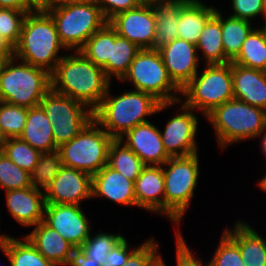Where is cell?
I'll list each match as a JSON object with an SVG mask.
<instances>
[{
    "mask_svg": "<svg viewBox=\"0 0 266 266\" xmlns=\"http://www.w3.org/2000/svg\"><path fill=\"white\" fill-rule=\"evenodd\" d=\"M113 83L93 110V119L113 139H119L135 126L149 122L152 116L173 108V102L161 103L146 92L124 88L123 92L115 93Z\"/></svg>",
    "mask_w": 266,
    "mask_h": 266,
    "instance_id": "1",
    "label": "cell"
},
{
    "mask_svg": "<svg viewBox=\"0 0 266 266\" xmlns=\"http://www.w3.org/2000/svg\"><path fill=\"white\" fill-rule=\"evenodd\" d=\"M112 81L104 70L80 51H68L51 73V89L84 103L92 111L104 98Z\"/></svg>",
    "mask_w": 266,
    "mask_h": 266,
    "instance_id": "2",
    "label": "cell"
},
{
    "mask_svg": "<svg viewBox=\"0 0 266 266\" xmlns=\"http://www.w3.org/2000/svg\"><path fill=\"white\" fill-rule=\"evenodd\" d=\"M68 52L60 41L54 21L43 10L27 13L13 56L50 74Z\"/></svg>",
    "mask_w": 266,
    "mask_h": 266,
    "instance_id": "3",
    "label": "cell"
},
{
    "mask_svg": "<svg viewBox=\"0 0 266 266\" xmlns=\"http://www.w3.org/2000/svg\"><path fill=\"white\" fill-rule=\"evenodd\" d=\"M200 152L189 156L170 157L163 165L164 218L171 222L174 231L180 227L187 211L192 207L200 179ZM181 229V230H180Z\"/></svg>",
    "mask_w": 266,
    "mask_h": 266,
    "instance_id": "4",
    "label": "cell"
},
{
    "mask_svg": "<svg viewBox=\"0 0 266 266\" xmlns=\"http://www.w3.org/2000/svg\"><path fill=\"white\" fill-rule=\"evenodd\" d=\"M204 120L212 128L217 149L226 152L233 145L256 141L266 127V111L233 98L216 107Z\"/></svg>",
    "mask_w": 266,
    "mask_h": 266,
    "instance_id": "5",
    "label": "cell"
},
{
    "mask_svg": "<svg viewBox=\"0 0 266 266\" xmlns=\"http://www.w3.org/2000/svg\"><path fill=\"white\" fill-rule=\"evenodd\" d=\"M51 90V74L16 57H9L0 72V101L26 108L39 106Z\"/></svg>",
    "mask_w": 266,
    "mask_h": 266,
    "instance_id": "6",
    "label": "cell"
},
{
    "mask_svg": "<svg viewBox=\"0 0 266 266\" xmlns=\"http://www.w3.org/2000/svg\"><path fill=\"white\" fill-rule=\"evenodd\" d=\"M233 98L232 62H229L202 65L182 88L180 101L205 119L216 107Z\"/></svg>",
    "mask_w": 266,
    "mask_h": 266,
    "instance_id": "7",
    "label": "cell"
},
{
    "mask_svg": "<svg viewBox=\"0 0 266 266\" xmlns=\"http://www.w3.org/2000/svg\"><path fill=\"white\" fill-rule=\"evenodd\" d=\"M117 83L131 84L129 89L149 93L161 103L180 101L181 90L170 79L162 57L155 49H141Z\"/></svg>",
    "mask_w": 266,
    "mask_h": 266,
    "instance_id": "8",
    "label": "cell"
},
{
    "mask_svg": "<svg viewBox=\"0 0 266 266\" xmlns=\"http://www.w3.org/2000/svg\"><path fill=\"white\" fill-rule=\"evenodd\" d=\"M46 12L54 21L60 41L68 51H79L96 31L108 23L100 7L92 0Z\"/></svg>",
    "mask_w": 266,
    "mask_h": 266,
    "instance_id": "9",
    "label": "cell"
},
{
    "mask_svg": "<svg viewBox=\"0 0 266 266\" xmlns=\"http://www.w3.org/2000/svg\"><path fill=\"white\" fill-rule=\"evenodd\" d=\"M114 139L92 119L73 139L58 147L62 165L96 174L108 163V149Z\"/></svg>",
    "mask_w": 266,
    "mask_h": 266,
    "instance_id": "10",
    "label": "cell"
},
{
    "mask_svg": "<svg viewBox=\"0 0 266 266\" xmlns=\"http://www.w3.org/2000/svg\"><path fill=\"white\" fill-rule=\"evenodd\" d=\"M39 106L52 123L57 148L78 135L93 119V111L84 103L52 89L44 96Z\"/></svg>",
    "mask_w": 266,
    "mask_h": 266,
    "instance_id": "11",
    "label": "cell"
},
{
    "mask_svg": "<svg viewBox=\"0 0 266 266\" xmlns=\"http://www.w3.org/2000/svg\"><path fill=\"white\" fill-rule=\"evenodd\" d=\"M174 108L176 112L167 117L165 126H159L165 151L170 157L189 156L200 152L197 140L201 122L199 113L181 101L173 102L172 109Z\"/></svg>",
    "mask_w": 266,
    "mask_h": 266,
    "instance_id": "12",
    "label": "cell"
},
{
    "mask_svg": "<svg viewBox=\"0 0 266 266\" xmlns=\"http://www.w3.org/2000/svg\"><path fill=\"white\" fill-rule=\"evenodd\" d=\"M83 205L46 203L44 222L74 248H80L93 231L92 218Z\"/></svg>",
    "mask_w": 266,
    "mask_h": 266,
    "instance_id": "13",
    "label": "cell"
},
{
    "mask_svg": "<svg viewBox=\"0 0 266 266\" xmlns=\"http://www.w3.org/2000/svg\"><path fill=\"white\" fill-rule=\"evenodd\" d=\"M109 25L121 37L135 43L141 49H154L156 18L152 6L117 13L108 20Z\"/></svg>",
    "mask_w": 266,
    "mask_h": 266,
    "instance_id": "14",
    "label": "cell"
},
{
    "mask_svg": "<svg viewBox=\"0 0 266 266\" xmlns=\"http://www.w3.org/2000/svg\"><path fill=\"white\" fill-rule=\"evenodd\" d=\"M44 192L46 203L82 205L86 201L87 204V200H92V175L62 166Z\"/></svg>",
    "mask_w": 266,
    "mask_h": 266,
    "instance_id": "15",
    "label": "cell"
},
{
    "mask_svg": "<svg viewBox=\"0 0 266 266\" xmlns=\"http://www.w3.org/2000/svg\"><path fill=\"white\" fill-rule=\"evenodd\" d=\"M158 51L170 79L180 90L202 67L196 45L186 40L176 38Z\"/></svg>",
    "mask_w": 266,
    "mask_h": 266,
    "instance_id": "16",
    "label": "cell"
},
{
    "mask_svg": "<svg viewBox=\"0 0 266 266\" xmlns=\"http://www.w3.org/2000/svg\"><path fill=\"white\" fill-rule=\"evenodd\" d=\"M152 121L135 126L119 140L129 147L146 166H162L170 156L163 147L159 125Z\"/></svg>",
    "mask_w": 266,
    "mask_h": 266,
    "instance_id": "17",
    "label": "cell"
},
{
    "mask_svg": "<svg viewBox=\"0 0 266 266\" xmlns=\"http://www.w3.org/2000/svg\"><path fill=\"white\" fill-rule=\"evenodd\" d=\"M6 212L19 227L31 228L44 221L45 192L34 186L4 191Z\"/></svg>",
    "mask_w": 266,
    "mask_h": 266,
    "instance_id": "18",
    "label": "cell"
},
{
    "mask_svg": "<svg viewBox=\"0 0 266 266\" xmlns=\"http://www.w3.org/2000/svg\"><path fill=\"white\" fill-rule=\"evenodd\" d=\"M107 200L125 208H136L134 181L108 165L92 175V200Z\"/></svg>",
    "mask_w": 266,
    "mask_h": 266,
    "instance_id": "19",
    "label": "cell"
},
{
    "mask_svg": "<svg viewBox=\"0 0 266 266\" xmlns=\"http://www.w3.org/2000/svg\"><path fill=\"white\" fill-rule=\"evenodd\" d=\"M136 208L164 219L162 166H146L134 182Z\"/></svg>",
    "mask_w": 266,
    "mask_h": 266,
    "instance_id": "20",
    "label": "cell"
},
{
    "mask_svg": "<svg viewBox=\"0 0 266 266\" xmlns=\"http://www.w3.org/2000/svg\"><path fill=\"white\" fill-rule=\"evenodd\" d=\"M248 222L239 216L223 230L238 244L245 266H266V236Z\"/></svg>",
    "mask_w": 266,
    "mask_h": 266,
    "instance_id": "21",
    "label": "cell"
},
{
    "mask_svg": "<svg viewBox=\"0 0 266 266\" xmlns=\"http://www.w3.org/2000/svg\"><path fill=\"white\" fill-rule=\"evenodd\" d=\"M233 97L266 111V71L232 63Z\"/></svg>",
    "mask_w": 266,
    "mask_h": 266,
    "instance_id": "22",
    "label": "cell"
},
{
    "mask_svg": "<svg viewBox=\"0 0 266 266\" xmlns=\"http://www.w3.org/2000/svg\"><path fill=\"white\" fill-rule=\"evenodd\" d=\"M24 236L55 266L67 265L74 247L44 221L32 226Z\"/></svg>",
    "mask_w": 266,
    "mask_h": 266,
    "instance_id": "23",
    "label": "cell"
},
{
    "mask_svg": "<svg viewBox=\"0 0 266 266\" xmlns=\"http://www.w3.org/2000/svg\"><path fill=\"white\" fill-rule=\"evenodd\" d=\"M206 0H190L181 10L177 38L196 45L206 22L215 14L217 5ZM211 4V5H210Z\"/></svg>",
    "mask_w": 266,
    "mask_h": 266,
    "instance_id": "24",
    "label": "cell"
},
{
    "mask_svg": "<svg viewBox=\"0 0 266 266\" xmlns=\"http://www.w3.org/2000/svg\"><path fill=\"white\" fill-rule=\"evenodd\" d=\"M202 65L226 64L231 62L224 53L221 32V7L206 22L196 44Z\"/></svg>",
    "mask_w": 266,
    "mask_h": 266,
    "instance_id": "25",
    "label": "cell"
},
{
    "mask_svg": "<svg viewBox=\"0 0 266 266\" xmlns=\"http://www.w3.org/2000/svg\"><path fill=\"white\" fill-rule=\"evenodd\" d=\"M52 123L40 106L28 108L25 127L19 138L41 153L58 150L56 147Z\"/></svg>",
    "mask_w": 266,
    "mask_h": 266,
    "instance_id": "26",
    "label": "cell"
},
{
    "mask_svg": "<svg viewBox=\"0 0 266 266\" xmlns=\"http://www.w3.org/2000/svg\"><path fill=\"white\" fill-rule=\"evenodd\" d=\"M189 1L164 0L152 5L156 18L155 50L171 43L177 38L180 12Z\"/></svg>",
    "mask_w": 266,
    "mask_h": 266,
    "instance_id": "27",
    "label": "cell"
},
{
    "mask_svg": "<svg viewBox=\"0 0 266 266\" xmlns=\"http://www.w3.org/2000/svg\"><path fill=\"white\" fill-rule=\"evenodd\" d=\"M17 237L7 234L0 246L9 266H55L24 235Z\"/></svg>",
    "mask_w": 266,
    "mask_h": 266,
    "instance_id": "28",
    "label": "cell"
},
{
    "mask_svg": "<svg viewBox=\"0 0 266 266\" xmlns=\"http://www.w3.org/2000/svg\"><path fill=\"white\" fill-rule=\"evenodd\" d=\"M221 10V32L225 56L232 62L240 53L243 42L257 26L248 20L232 17Z\"/></svg>",
    "mask_w": 266,
    "mask_h": 266,
    "instance_id": "29",
    "label": "cell"
},
{
    "mask_svg": "<svg viewBox=\"0 0 266 266\" xmlns=\"http://www.w3.org/2000/svg\"><path fill=\"white\" fill-rule=\"evenodd\" d=\"M141 50L135 43L121 37L111 27V60L107 61V77L119 81L128 71L136 54Z\"/></svg>",
    "mask_w": 266,
    "mask_h": 266,
    "instance_id": "30",
    "label": "cell"
},
{
    "mask_svg": "<svg viewBox=\"0 0 266 266\" xmlns=\"http://www.w3.org/2000/svg\"><path fill=\"white\" fill-rule=\"evenodd\" d=\"M107 165L134 182L146 167L142 160L119 139H114L109 146Z\"/></svg>",
    "mask_w": 266,
    "mask_h": 266,
    "instance_id": "31",
    "label": "cell"
},
{
    "mask_svg": "<svg viewBox=\"0 0 266 266\" xmlns=\"http://www.w3.org/2000/svg\"><path fill=\"white\" fill-rule=\"evenodd\" d=\"M232 63L266 71V40L258 26L249 33Z\"/></svg>",
    "mask_w": 266,
    "mask_h": 266,
    "instance_id": "32",
    "label": "cell"
},
{
    "mask_svg": "<svg viewBox=\"0 0 266 266\" xmlns=\"http://www.w3.org/2000/svg\"><path fill=\"white\" fill-rule=\"evenodd\" d=\"M79 51L89 61L102 68L107 76V61L111 60V26L109 23L96 31Z\"/></svg>",
    "mask_w": 266,
    "mask_h": 266,
    "instance_id": "33",
    "label": "cell"
},
{
    "mask_svg": "<svg viewBox=\"0 0 266 266\" xmlns=\"http://www.w3.org/2000/svg\"><path fill=\"white\" fill-rule=\"evenodd\" d=\"M107 231L108 230L103 232L102 229L99 231H92L90 236L80 247L86 256L90 257V260L101 262L102 265L110 250L125 237V233H123L121 228L117 232L113 230Z\"/></svg>",
    "mask_w": 266,
    "mask_h": 266,
    "instance_id": "34",
    "label": "cell"
},
{
    "mask_svg": "<svg viewBox=\"0 0 266 266\" xmlns=\"http://www.w3.org/2000/svg\"><path fill=\"white\" fill-rule=\"evenodd\" d=\"M0 151L3 152L12 162L23 170L31 173L38 163L40 151L34 149L27 142L22 141L19 137L7 138Z\"/></svg>",
    "mask_w": 266,
    "mask_h": 266,
    "instance_id": "35",
    "label": "cell"
},
{
    "mask_svg": "<svg viewBox=\"0 0 266 266\" xmlns=\"http://www.w3.org/2000/svg\"><path fill=\"white\" fill-rule=\"evenodd\" d=\"M62 160L58 150L42 153L38 163L30 173L31 185L45 190L54 180L62 167Z\"/></svg>",
    "mask_w": 266,
    "mask_h": 266,
    "instance_id": "36",
    "label": "cell"
},
{
    "mask_svg": "<svg viewBox=\"0 0 266 266\" xmlns=\"http://www.w3.org/2000/svg\"><path fill=\"white\" fill-rule=\"evenodd\" d=\"M28 108L0 101V127L6 138H17L24 130Z\"/></svg>",
    "mask_w": 266,
    "mask_h": 266,
    "instance_id": "37",
    "label": "cell"
},
{
    "mask_svg": "<svg viewBox=\"0 0 266 266\" xmlns=\"http://www.w3.org/2000/svg\"><path fill=\"white\" fill-rule=\"evenodd\" d=\"M30 186V173L17 166L0 151V191L20 190Z\"/></svg>",
    "mask_w": 266,
    "mask_h": 266,
    "instance_id": "38",
    "label": "cell"
},
{
    "mask_svg": "<svg viewBox=\"0 0 266 266\" xmlns=\"http://www.w3.org/2000/svg\"><path fill=\"white\" fill-rule=\"evenodd\" d=\"M218 244L207 259L209 266H245L238 244L222 229ZM209 260V261H208Z\"/></svg>",
    "mask_w": 266,
    "mask_h": 266,
    "instance_id": "39",
    "label": "cell"
},
{
    "mask_svg": "<svg viewBox=\"0 0 266 266\" xmlns=\"http://www.w3.org/2000/svg\"><path fill=\"white\" fill-rule=\"evenodd\" d=\"M26 12L11 8H0V34L14 48L20 38Z\"/></svg>",
    "mask_w": 266,
    "mask_h": 266,
    "instance_id": "40",
    "label": "cell"
},
{
    "mask_svg": "<svg viewBox=\"0 0 266 266\" xmlns=\"http://www.w3.org/2000/svg\"><path fill=\"white\" fill-rule=\"evenodd\" d=\"M129 256L124 266H152L160 258L159 242L150 235L146 240Z\"/></svg>",
    "mask_w": 266,
    "mask_h": 266,
    "instance_id": "41",
    "label": "cell"
},
{
    "mask_svg": "<svg viewBox=\"0 0 266 266\" xmlns=\"http://www.w3.org/2000/svg\"><path fill=\"white\" fill-rule=\"evenodd\" d=\"M228 15L259 25L264 20L263 0H230ZM260 17V18H259ZM260 19V20H259ZM259 20V21H258ZM258 22V23H257Z\"/></svg>",
    "mask_w": 266,
    "mask_h": 266,
    "instance_id": "42",
    "label": "cell"
},
{
    "mask_svg": "<svg viewBox=\"0 0 266 266\" xmlns=\"http://www.w3.org/2000/svg\"><path fill=\"white\" fill-rule=\"evenodd\" d=\"M174 243H175V266H209L208 262H205L202 255H197L196 250L187 243L183 231L174 232ZM201 258H200V256Z\"/></svg>",
    "mask_w": 266,
    "mask_h": 266,
    "instance_id": "43",
    "label": "cell"
},
{
    "mask_svg": "<svg viewBox=\"0 0 266 266\" xmlns=\"http://www.w3.org/2000/svg\"><path fill=\"white\" fill-rule=\"evenodd\" d=\"M130 239L125 236L116 246L107 254L102 266H124L129 256L142 244L130 243ZM134 245V246H133Z\"/></svg>",
    "mask_w": 266,
    "mask_h": 266,
    "instance_id": "44",
    "label": "cell"
},
{
    "mask_svg": "<svg viewBox=\"0 0 266 266\" xmlns=\"http://www.w3.org/2000/svg\"><path fill=\"white\" fill-rule=\"evenodd\" d=\"M102 10L105 18L109 20L117 13L139 6L136 0H92Z\"/></svg>",
    "mask_w": 266,
    "mask_h": 266,
    "instance_id": "45",
    "label": "cell"
},
{
    "mask_svg": "<svg viewBox=\"0 0 266 266\" xmlns=\"http://www.w3.org/2000/svg\"><path fill=\"white\" fill-rule=\"evenodd\" d=\"M0 8H11L26 13L39 9L36 0H0Z\"/></svg>",
    "mask_w": 266,
    "mask_h": 266,
    "instance_id": "46",
    "label": "cell"
},
{
    "mask_svg": "<svg viewBox=\"0 0 266 266\" xmlns=\"http://www.w3.org/2000/svg\"><path fill=\"white\" fill-rule=\"evenodd\" d=\"M66 266H102V264L90 260L81 248H74Z\"/></svg>",
    "mask_w": 266,
    "mask_h": 266,
    "instance_id": "47",
    "label": "cell"
},
{
    "mask_svg": "<svg viewBox=\"0 0 266 266\" xmlns=\"http://www.w3.org/2000/svg\"><path fill=\"white\" fill-rule=\"evenodd\" d=\"M85 1L87 0H36L38 8L43 11Z\"/></svg>",
    "mask_w": 266,
    "mask_h": 266,
    "instance_id": "48",
    "label": "cell"
},
{
    "mask_svg": "<svg viewBox=\"0 0 266 266\" xmlns=\"http://www.w3.org/2000/svg\"><path fill=\"white\" fill-rule=\"evenodd\" d=\"M0 52L5 53L8 57L13 56V47L0 34Z\"/></svg>",
    "mask_w": 266,
    "mask_h": 266,
    "instance_id": "49",
    "label": "cell"
},
{
    "mask_svg": "<svg viewBox=\"0 0 266 266\" xmlns=\"http://www.w3.org/2000/svg\"><path fill=\"white\" fill-rule=\"evenodd\" d=\"M257 141L259 139V148H260V154L263 155V158L266 161V127L264 130L261 132V134L256 138Z\"/></svg>",
    "mask_w": 266,
    "mask_h": 266,
    "instance_id": "50",
    "label": "cell"
},
{
    "mask_svg": "<svg viewBox=\"0 0 266 266\" xmlns=\"http://www.w3.org/2000/svg\"><path fill=\"white\" fill-rule=\"evenodd\" d=\"M264 171H266V168ZM263 175L264 176H261V178H258V181L256 179L257 183H255V184L260 189V191H262L263 194L265 195V193H266V172H264Z\"/></svg>",
    "mask_w": 266,
    "mask_h": 266,
    "instance_id": "51",
    "label": "cell"
},
{
    "mask_svg": "<svg viewBox=\"0 0 266 266\" xmlns=\"http://www.w3.org/2000/svg\"><path fill=\"white\" fill-rule=\"evenodd\" d=\"M161 1H164V0H136V2L139 5H150V6L160 3Z\"/></svg>",
    "mask_w": 266,
    "mask_h": 266,
    "instance_id": "52",
    "label": "cell"
},
{
    "mask_svg": "<svg viewBox=\"0 0 266 266\" xmlns=\"http://www.w3.org/2000/svg\"><path fill=\"white\" fill-rule=\"evenodd\" d=\"M163 254L160 252V258L152 265V266H167V262H165Z\"/></svg>",
    "mask_w": 266,
    "mask_h": 266,
    "instance_id": "53",
    "label": "cell"
},
{
    "mask_svg": "<svg viewBox=\"0 0 266 266\" xmlns=\"http://www.w3.org/2000/svg\"><path fill=\"white\" fill-rule=\"evenodd\" d=\"M8 58L9 57L5 53L0 52V72Z\"/></svg>",
    "mask_w": 266,
    "mask_h": 266,
    "instance_id": "54",
    "label": "cell"
},
{
    "mask_svg": "<svg viewBox=\"0 0 266 266\" xmlns=\"http://www.w3.org/2000/svg\"><path fill=\"white\" fill-rule=\"evenodd\" d=\"M262 24V25H261ZM260 30L263 32L264 36H265V40H266V19L262 21V23L260 22L259 25H257Z\"/></svg>",
    "mask_w": 266,
    "mask_h": 266,
    "instance_id": "55",
    "label": "cell"
},
{
    "mask_svg": "<svg viewBox=\"0 0 266 266\" xmlns=\"http://www.w3.org/2000/svg\"><path fill=\"white\" fill-rule=\"evenodd\" d=\"M1 216H0V226H2V222H1ZM1 229V228H0ZM1 231V230H0ZM7 233L5 234L4 232L0 233V246L2 245V243L4 242V239L6 237Z\"/></svg>",
    "mask_w": 266,
    "mask_h": 266,
    "instance_id": "56",
    "label": "cell"
},
{
    "mask_svg": "<svg viewBox=\"0 0 266 266\" xmlns=\"http://www.w3.org/2000/svg\"><path fill=\"white\" fill-rule=\"evenodd\" d=\"M7 138L4 136L3 132H2V129L0 127V148L3 144V142L6 140Z\"/></svg>",
    "mask_w": 266,
    "mask_h": 266,
    "instance_id": "57",
    "label": "cell"
},
{
    "mask_svg": "<svg viewBox=\"0 0 266 266\" xmlns=\"http://www.w3.org/2000/svg\"><path fill=\"white\" fill-rule=\"evenodd\" d=\"M264 20L266 19V0H263Z\"/></svg>",
    "mask_w": 266,
    "mask_h": 266,
    "instance_id": "58",
    "label": "cell"
}]
</instances>
